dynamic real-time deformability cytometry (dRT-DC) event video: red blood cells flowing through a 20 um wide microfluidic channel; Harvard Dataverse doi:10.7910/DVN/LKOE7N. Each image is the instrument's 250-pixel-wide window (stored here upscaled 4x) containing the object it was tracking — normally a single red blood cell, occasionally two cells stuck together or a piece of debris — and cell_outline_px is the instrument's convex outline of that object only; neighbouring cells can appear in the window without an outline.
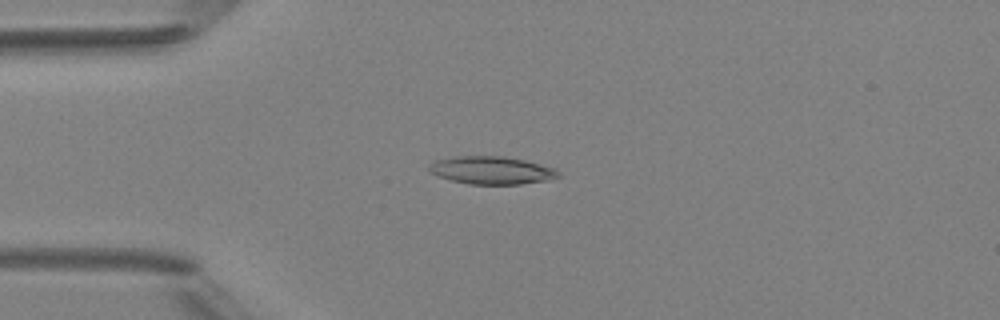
{"species": "Egyptian fruit bat (a non-hibernating species)", "species_latin": "Rousettus aegyptiacus", "temperature_condition": "room temperature", "stored_images_in_passage": 6, "camera_frame_rate_fps": 3000, "um_per_image_px": 0.085, "animal": {"sex": "female"}, "frame": {"image": 1, "passage_image": 3, "time_ms": 2.333, "image_size_px": [1000, 320], "cell_outline_px": [[560, 176], [548, 180], [520, 184], [468, 184], [452, 180], [440, 176], [432, 172], [428, 168], [428, 164], [432, 160], [456, 156], [504, 156], [524, 160], [540, 164], [552, 168], [560, 172]], "centroid_in_image_um": [41.76, 14.46], "position_along_channel_um": 43.2, "area_um2": 20.87}}
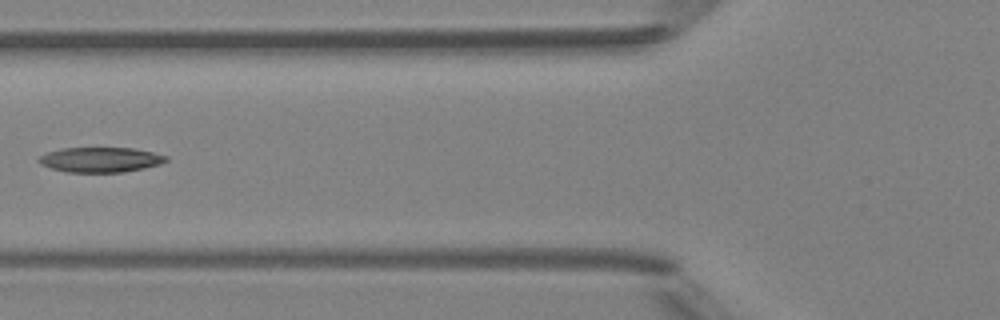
{"frame": {"image": 2, "passage_image": 5, "time_ms": 4.667, "image_size_px": [1000, 320], "cell_outline_px": [[168, 160], [160, 164], [144, 168], [124, 172], [64, 172], [40, 164], [36, 160], [40, 156], [48, 152], [64, 148], [132, 148], [152, 152], [168, 156]], "centroid_in_image_um": [8.54, 13.58], "position_along_channel_um": 117.3, "area_um2": 18.5}}
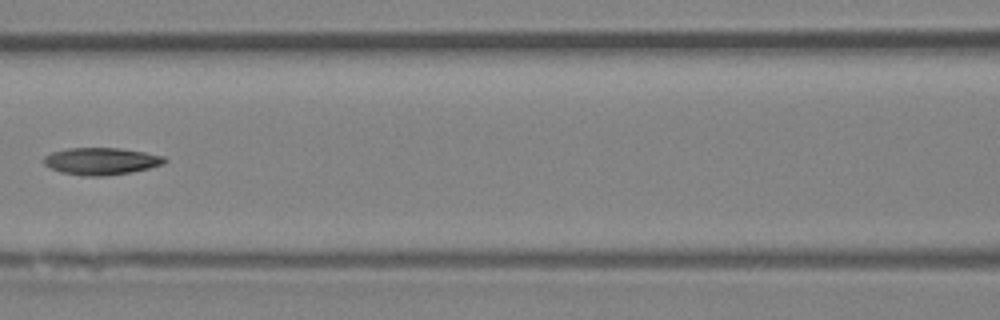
{"frame": {"image": 3, "passage_image": 6, "time_ms": 5.667, "image_size_px": [1000, 320], "cell_outline_px": [[168, 160], [164, 164], [132, 172], [104, 176], [84, 176], [60, 172], [44, 164], [44, 156], [52, 152], [68, 148], [120, 148], [144, 152], [164, 156]], "centroid_in_image_um": [8.62, 13.7], "position_along_channel_um": 158.0, "area_um2": 19.07}}